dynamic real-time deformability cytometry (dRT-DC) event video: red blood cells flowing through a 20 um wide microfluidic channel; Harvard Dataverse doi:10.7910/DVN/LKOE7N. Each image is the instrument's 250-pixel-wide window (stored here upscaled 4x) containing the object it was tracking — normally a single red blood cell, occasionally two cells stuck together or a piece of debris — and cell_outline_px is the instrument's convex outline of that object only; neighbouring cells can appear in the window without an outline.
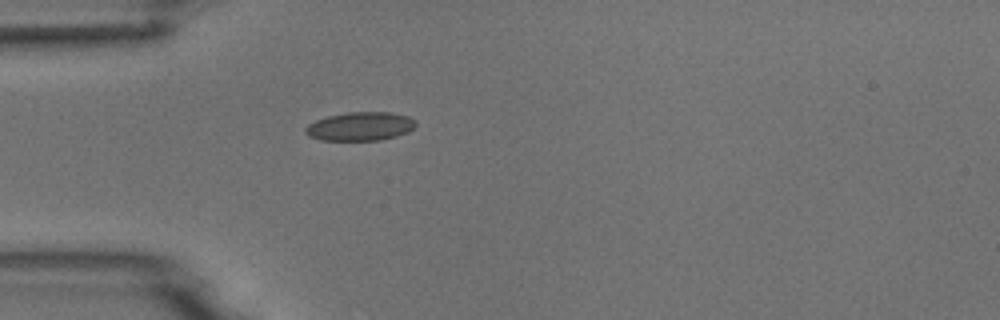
{"species": "common noctule bat (a hibernating species)", "species_latin": "Nyctalus noctula", "temperature_condition": "room temperature", "stored_images_in_passage": 1, "camera_frame_rate_fps": 3000, "um_per_image_px": 0.085, "animal": {"sex": "male", "body_mass_g": 18.8}, "frame": {"image": 1, "passage_image": 1, "time_ms": 0.0, "image_size_px": [1000, 320], "cell_outline_px": [[416, 124], [408, 132], [396, 136], [380, 140], [320, 140], [308, 136], [304, 132], [304, 128], [308, 124], [316, 120], [328, 116], [348, 112], [388, 112], [408, 116], [416, 120]], "centroid_in_image_um": [30.6, 10.74], "position_along_channel_um": 54.4, "area_um2": 18.44}}